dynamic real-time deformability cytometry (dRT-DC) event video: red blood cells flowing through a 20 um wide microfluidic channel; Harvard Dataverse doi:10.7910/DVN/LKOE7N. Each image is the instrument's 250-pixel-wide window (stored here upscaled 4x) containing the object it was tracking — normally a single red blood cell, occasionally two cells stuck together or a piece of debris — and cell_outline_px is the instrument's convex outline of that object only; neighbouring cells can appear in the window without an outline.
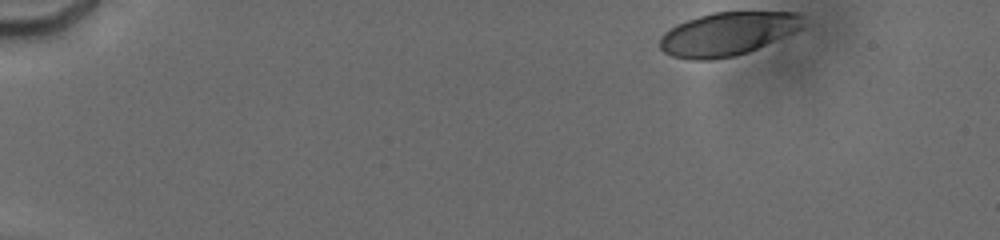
{"species": "human", "species_latin": "Homo sapiens", "temperature_condition": "cold", "stored_images_in_passage": 24, "camera_frame_rate_fps": 3000, "um_per_image_px": 0.085, "donor": {"sex": "male"}, "frame": {"image": 1, "passage_image": 1, "time_ms": 0.0, "image_size_px": [1000, 240], "cell_outline_px": [[800, 28], [792, 32], [748, 52], [736, 56], [712, 60], [692, 60], [672, 56], [664, 52], [660, 48], [660, 36], [664, 32], [676, 24], [712, 12], [796, 12], [800, 16]], "centroid_in_image_um": [61.75, 2.89], "position_along_channel_um": 23.3, "area_um2": 35.66}}
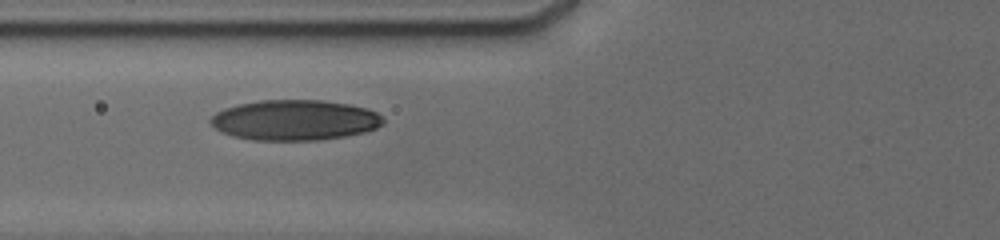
{"frame": {"image": 2, "passage_image": 22, "time_ms": 5.333, "image_size_px": [1000, 240], "cell_outline_px": [[384, 124], [376, 128], [364, 132], [344, 136], [316, 140], [252, 140], [232, 136], [220, 132], [208, 120], [216, 112], [224, 108], [240, 104], [260, 100], [324, 100], [348, 104], [364, 108], [376, 112], [384, 120]], "centroid_in_image_um": [25.03, 10.21], "position_along_channel_um": 100.8, "area_um2": 40.58}}
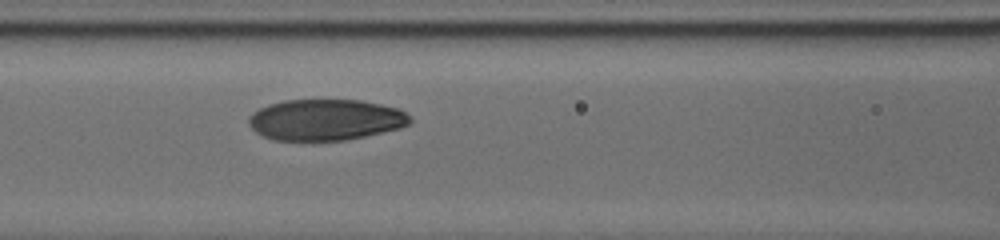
{"frame": {"image": 3, "passage_image": 24, "time_ms": 6.333, "image_size_px": [1000, 240], "cell_outline_px": [[412, 120], [408, 124], [400, 128], [364, 136], [344, 140], [276, 140], [264, 136], [256, 132], [252, 128], [248, 120], [252, 112], [268, 104], [284, 100], [360, 100], [400, 108]], "centroid_in_image_um": [27.67, 10.17], "position_along_channel_um": 138.9, "area_um2": 38.44}}